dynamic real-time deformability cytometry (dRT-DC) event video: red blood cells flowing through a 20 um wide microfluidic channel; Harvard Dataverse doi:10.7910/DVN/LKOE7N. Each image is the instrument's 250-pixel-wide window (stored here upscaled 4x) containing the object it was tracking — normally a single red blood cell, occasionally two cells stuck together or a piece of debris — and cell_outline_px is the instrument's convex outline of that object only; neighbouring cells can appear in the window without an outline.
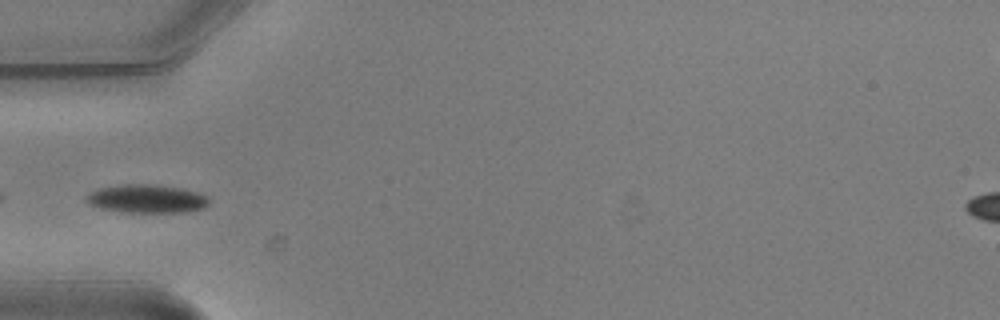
{"species": "common noctule bat (a hibernating species)", "species_latin": "Nyctalus noctula", "temperature_condition": "warm", "stored_images_in_passage": 8, "camera_frame_rate_fps": 3000, "um_per_image_px": 0.085, "animal": {"sex": "male", "body_mass_g": 20.5, "forearm_length_mm": 52.5}, "frame": {"image": 1, "passage_image": 5, "time_ms": 1.333, "image_size_px": [1000, 320], "cell_outline_px": [[212, 200], [204, 208], [188, 212], [124, 212], [100, 208], [88, 204], [88, 196], [92, 192], [100, 188], [124, 184], [156, 184], [180, 188], [196, 192]], "centroid_in_image_um": [12.52, 16.9], "position_along_channel_um": 72.5, "area_um2": 20.11}}
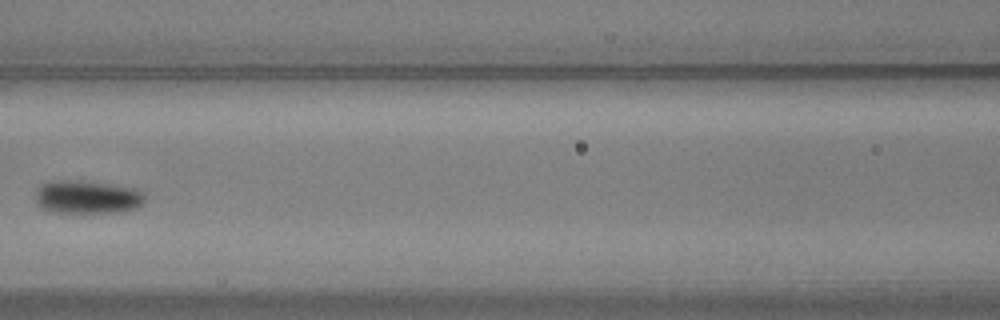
{"frame": {"image": 2, "passage_image": 7, "time_ms": 2.0, "image_size_px": [1000, 320], "cell_outline_px": [[144, 200], [136, 208], [124, 212], [52, 212], [44, 208], [36, 200], [36, 196], [40, 188], [44, 184], [52, 180], [72, 180], [104, 184], [132, 188], [140, 192], [144, 196]], "centroid_in_image_um": [7.42, 16.76], "position_along_channel_um": 159.2, "area_um2": 20.46}}
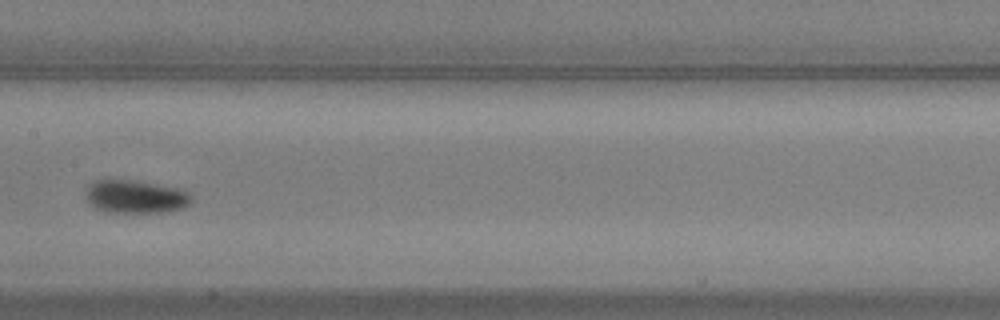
{"frame": {"image": 3, "passage_image": 8, "time_ms": 2.333, "image_size_px": [1000, 320], "cell_outline_px": [[192, 204], [184, 208], [160, 212], [104, 212], [88, 204], [88, 184], [92, 180], [104, 176], [108, 176], [140, 180], [184, 188], [192, 196]], "centroid_in_image_um": [11.52, 16.64], "position_along_channel_um": 195.9, "area_um2": 21.62}}